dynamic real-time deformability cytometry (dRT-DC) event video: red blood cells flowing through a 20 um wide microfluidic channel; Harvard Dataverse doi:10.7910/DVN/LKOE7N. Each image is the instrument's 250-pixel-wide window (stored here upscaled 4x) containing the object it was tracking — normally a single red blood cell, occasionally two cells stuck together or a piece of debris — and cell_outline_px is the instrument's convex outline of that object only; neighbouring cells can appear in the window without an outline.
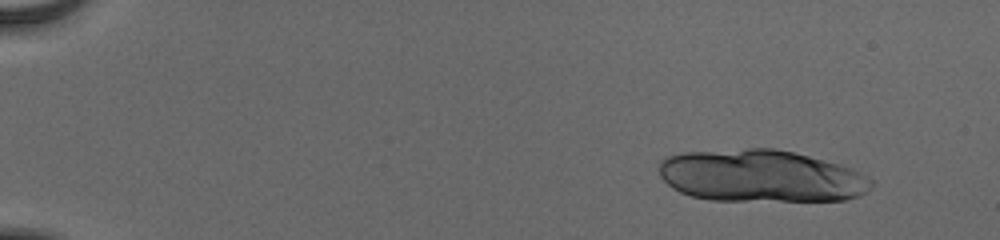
{"species": "human", "species_latin": "Homo sapiens", "temperature_condition": "cold", "stored_images_in_passage": 20, "camera_frame_rate_fps": 3000, "um_per_image_px": 0.085, "donor": {"sex": "male"}, "frame": {"image": 1, "passage_image": 6, "time_ms": 1.667, "image_size_px": [1000, 240], "cell_outline_px": [[872, 188], [860, 196], [844, 200], [712, 200], [692, 196], [680, 192], [672, 188], [660, 176], [660, 160], [668, 156], [684, 152], [748, 148], [776, 148], [840, 164], [852, 168], [872, 180]], "centroid_in_image_um": [64.68, 14.95], "position_along_channel_um": 20.3, "area_um2": 64.56}}